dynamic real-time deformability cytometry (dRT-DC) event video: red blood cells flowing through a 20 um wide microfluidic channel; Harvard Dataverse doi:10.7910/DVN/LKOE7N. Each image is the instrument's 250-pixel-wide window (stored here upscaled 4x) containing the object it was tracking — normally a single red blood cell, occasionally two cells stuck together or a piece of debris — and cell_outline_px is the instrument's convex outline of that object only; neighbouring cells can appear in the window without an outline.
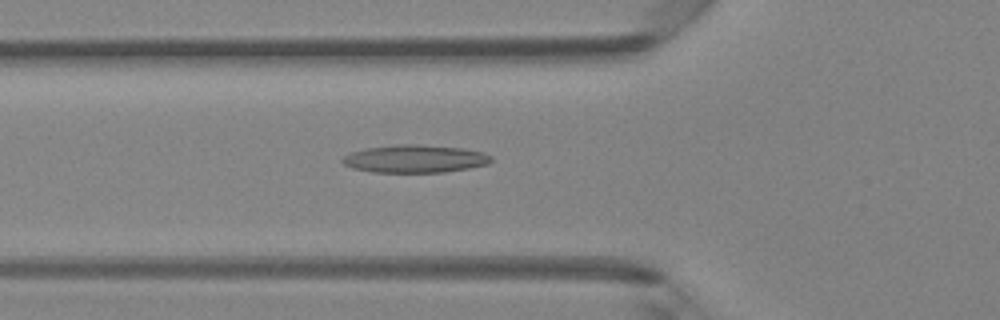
{"species": "Egyptian fruit bat (a non-hibernating species)", "species_latin": "Rousettus aegyptiacus", "temperature_condition": "room temperature", "stored_images_in_passage": 48, "camera_frame_rate_fps": 3000, "um_per_image_px": 0.085, "animal": {"sex": "female"}, "frame": {"image": 1, "passage_image": 17, "time_ms": 5.333, "image_size_px": [1000, 320], "cell_outline_px": [[492, 160], [488, 164], [468, 168], [444, 172], [372, 172], [352, 168], [344, 164], [340, 160], [344, 156], [352, 152], [368, 148], [400, 144], [416, 144], [464, 148], [484, 152], [492, 156]], "centroid_in_image_um": [35.29, 13.49], "position_along_channel_um": 90.5, "area_um2": 24.04}}
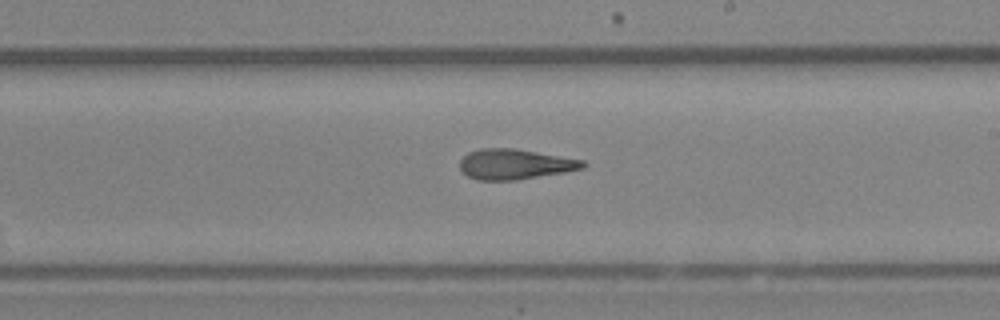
{"frame": {"image": 2, "passage_image": 28, "time_ms": 9.0, "image_size_px": [1000, 320], "cell_outline_px": [[588, 164], [584, 168], [564, 172], [516, 180], [476, 180], [468, 176], [460, 168], [460, 160], [468, 152], [480, 148], [512, 148], [584, 160]], "centroid_in_image_um": [43.76, 13.96], "position_along_channel_um": 245.2, "area_um2": 21.62}}
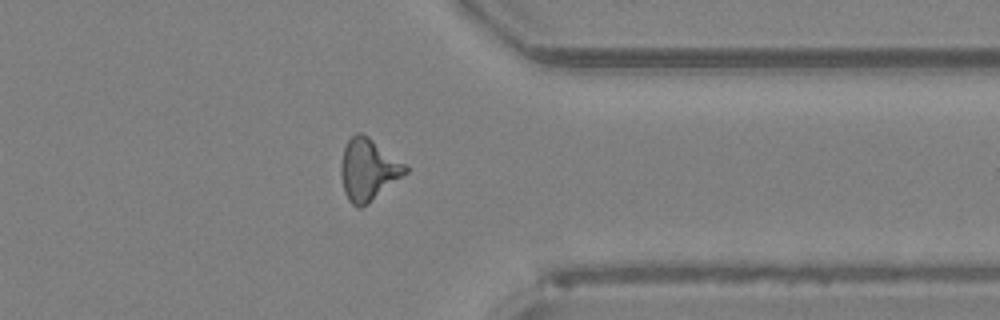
{"frame": {"image": 3, "passage_image": 38, "time_ms": 12.333, "image_size_px": [1000, 320], "cell_outline_px": [[408, 172], [368, 204], [360, 208], [356, 208], [348, 200], [344, 192], [340, 176], [340, 164], [344, 148], [348, 140], [356, 132], [360, 132], [368, 136], [408, 164]], "centroid_in_image_um": [31.31, 14.42], "position_along_channel_um": 380.1, "area_um2": 23.58}, "authors_computed_cell_mechanics": {"area_um2": 22.0507, "velocity_mm_per_s": 4.2429, "shape_relaxation_time_tau1_ms": 10.3367, "shape_relaxation_time_tau2_ms": 2.2662, "deformation_change_tau1": 0.2799, "deformation_change_tau2": 0.1407}}